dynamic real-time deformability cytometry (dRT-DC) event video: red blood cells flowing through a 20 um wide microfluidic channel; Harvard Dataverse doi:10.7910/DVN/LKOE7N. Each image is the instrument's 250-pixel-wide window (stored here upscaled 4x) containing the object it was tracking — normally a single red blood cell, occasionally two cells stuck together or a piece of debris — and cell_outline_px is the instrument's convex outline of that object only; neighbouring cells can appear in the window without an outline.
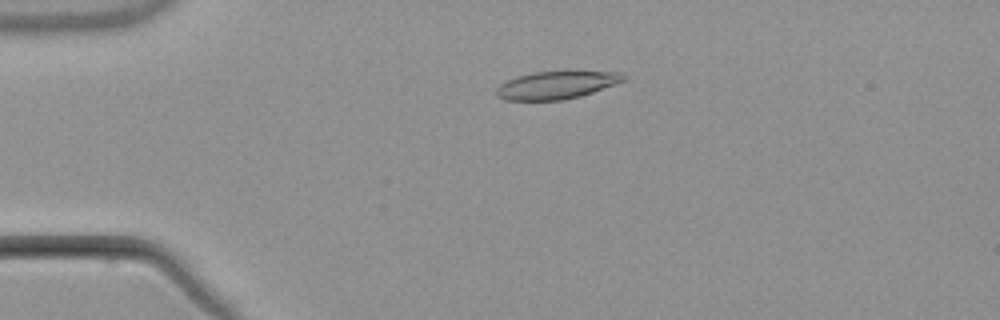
{"species": "common noctule bat (a hibernating species)", "species_latin": "Nyctalus noctula", "temperature_condition": "warm", "stored_images_in_passage": 5, "camera_frame_rate_fps": 3000, "um_per_image_px": 0.085, "animal": {"sex": "male", "body_mass_g": 21.5, "forearm_length_mm": 52.0}, "frame": {"image": 1, "passage_image": 4, "time_ms": 3.667, "image_size_px": [1000, 320], "cell_outline_px": [[628, 76], [624, 80], [616, 84], [580, 96], [564, 100], [504, 100], [496, 96], [496, 88], [500, 84], [516, 76], [532, 72], [568, 68], [620, 72]], "centroid_in_image_um": [47.35, 7.17], "position_along_channel_um": 37.6, "area_um2": 21.68}}